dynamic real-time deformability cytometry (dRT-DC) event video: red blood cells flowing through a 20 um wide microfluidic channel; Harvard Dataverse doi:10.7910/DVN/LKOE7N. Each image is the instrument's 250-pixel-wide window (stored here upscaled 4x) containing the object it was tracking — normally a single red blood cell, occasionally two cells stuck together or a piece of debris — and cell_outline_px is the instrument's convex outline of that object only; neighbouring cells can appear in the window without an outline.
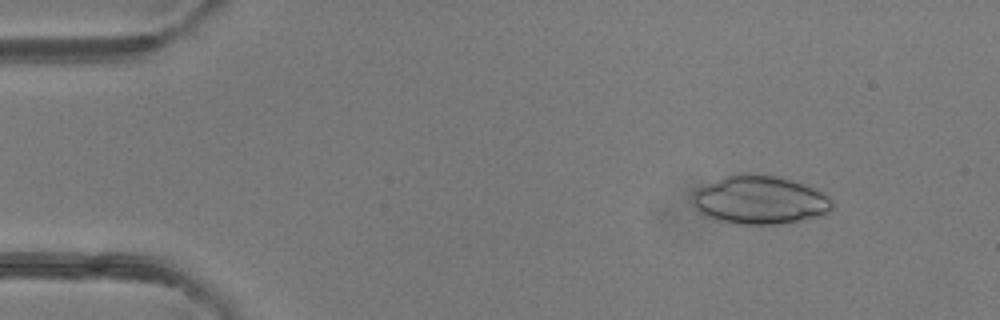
{"species": "common noctule bat (a hibernating species)", "species_latin": "Nyctalus noctula", "temperature_condition": "room temperature", "stored_images_in_passage": 49, "camera_frame_rate_fps": 3000, "um_per_image_px": 0.085, "animal": {"sex": "female"}, "frame": {"image": 1, "passage_image": 6, "time_ms": 1.667, "image_size_px": [1000, 320], "cell_outline_px": [[832, 212], [824, 216], [780, 224], [736, 224], [720, 220], [708, 216], [700, 212], [692, 204], [692, 196], [704, 184], [740, 172], [752, 172], [776, 176], [792, 180], [804, 184], [828, 196], [832, 200]], "centroid_in_image_um": [64.62, 16.99], "position_along_channel_um": 20.4, "area_um2": 39.59}}
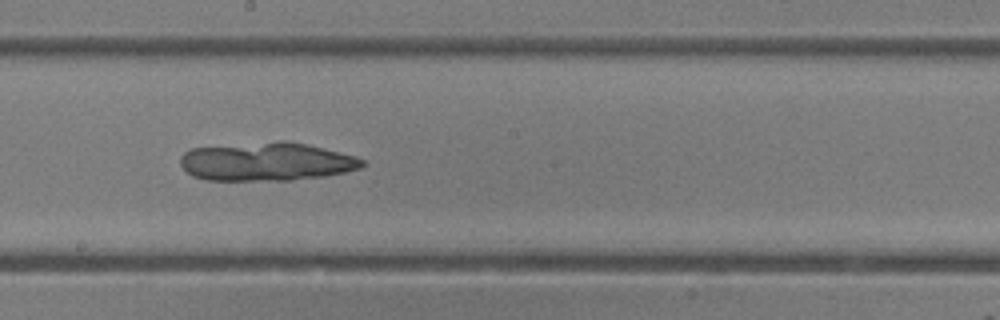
{"frame": {"image": 2, "passage_image": 27, "time_ms": 8.667, "image_size_px": [1000, 320], "cell_outline_px": [[368, 164], [360, 168], [344, 172], [324, 176], [292, 180], [208, 180], [192, 176], [180, 164], [180, 156], [184, 152], [192, 148], [280, 140], [284, 140], [308, 144], [356, 156], [364, 160]], "centroid_in_image_um": [22.68, 13.73], "position_along_channel_um": 225.5, "area_um2": 40.92}}
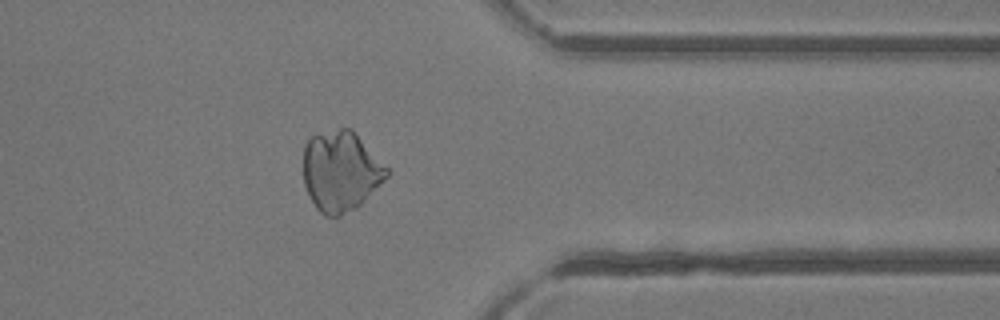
{"frame": {"image": 3, "passage_image": 39, "time_ms": 12.667, "image_size_px": [1000, 320], "cell_outline_px": [[388, 176], [356, 208], [340, 216], [324, 216], [316, 208], [308, 196], [304, 184], [304, 144], [312, 136], [340, 128], [352, 128], [388, 168]], "centroid_in_image_um": [28.95, 14.55], "position_along_channel_um": 382.5, "area_um2": 38.9}}